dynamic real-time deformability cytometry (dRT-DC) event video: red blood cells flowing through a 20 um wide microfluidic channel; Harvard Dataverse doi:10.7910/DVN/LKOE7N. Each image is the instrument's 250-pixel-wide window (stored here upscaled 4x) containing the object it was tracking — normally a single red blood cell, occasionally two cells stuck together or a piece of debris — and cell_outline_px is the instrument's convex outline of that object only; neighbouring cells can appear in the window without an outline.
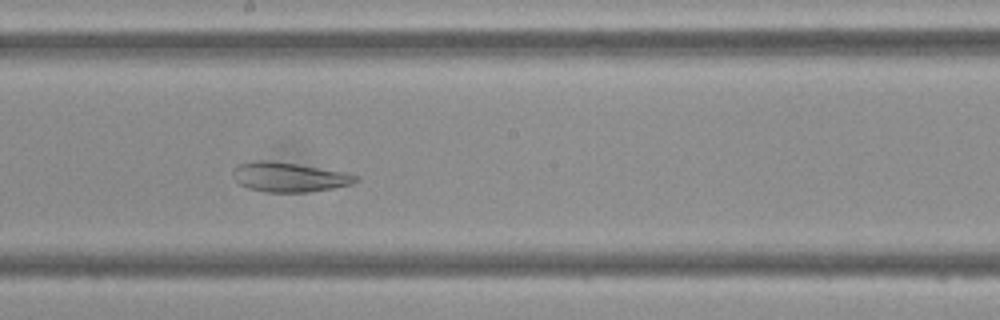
{"species": "Egyptian fruit bat (a non-hibernating species)", "species_latin": "Rousettus aegyptiacus", "temperature_condition": "cold", "stored_images_in_passage": 47, "camera_frame_rate_fps": 3000, "um_per_image_px": 0.085, "frame": {"image": 1, "passage_image": 25, "time_ms": 8.0, "image_size_px": [1000, 320], "cell_outline_px": [[360, 180], [352, 184], [332, 188], [308, 192], [264, 192], [248, 188], [240, 184], [232, 176], [232, 168], [236, 164], [252, 160], [268, 160], [296, 164], [344, 172], [360, 176]], "centroid_in_image_um": [24.53, 15.04], "position_along_channel_um": 223.7, "area_um2": 21.33}}
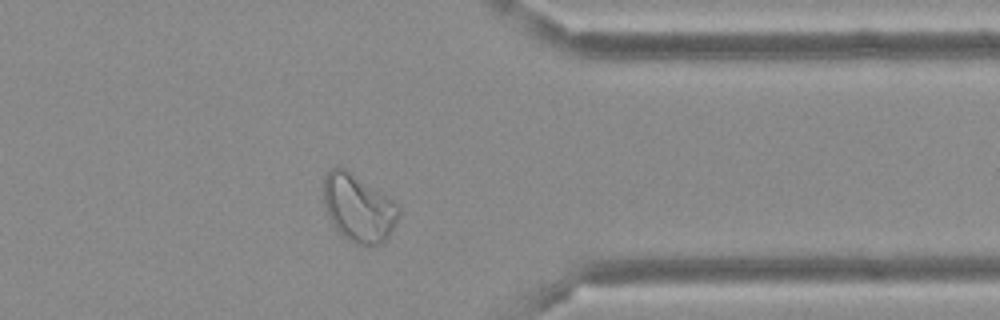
{"frame": {"image": 2, "passage_image": 37, "time_ms": 12.0, "image_size_px": [1000, 320], "cell_outline_px": [[400, 212], [388, 236], [380, 244], [372, 248], [352, 244], [332, 224], [324, 208], [324, 176], [332, 168], [344, 168], [392, 200], [400, 208]], "centroid_in_image_um": [30.45, 17.74], "position_along_channel_um": 381.0, "area_um2": 29.25}}
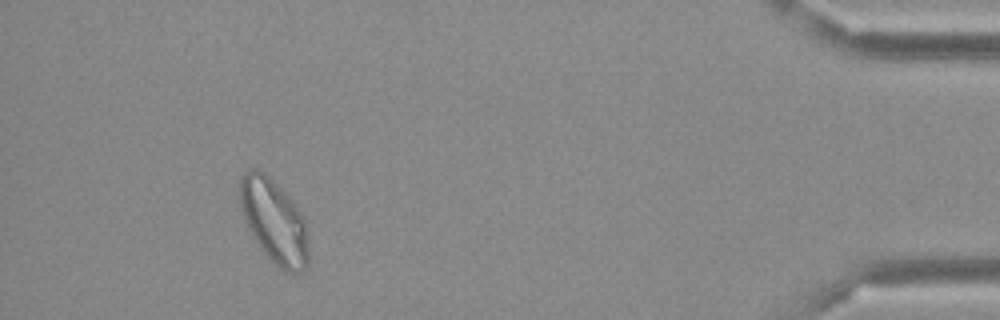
{"frame": {"image": 3, "passage_image": 43, "time_ms": 14.0, "image_size_px": [1000, 320], "cell_outline_px": [[308, 264], [300, 272], [288, 272], [280, 268], [260, 248], [244, 220], [240, 208], [240, 176], [248, 168], [256, 168], [264, 172], [292, 200], [300, 212], [304, 220], [308, 248]], "centroid_in_image_um": [23.27, 18.77], "position_along_channel_um": 411.9, "area_um2": 33.18}}